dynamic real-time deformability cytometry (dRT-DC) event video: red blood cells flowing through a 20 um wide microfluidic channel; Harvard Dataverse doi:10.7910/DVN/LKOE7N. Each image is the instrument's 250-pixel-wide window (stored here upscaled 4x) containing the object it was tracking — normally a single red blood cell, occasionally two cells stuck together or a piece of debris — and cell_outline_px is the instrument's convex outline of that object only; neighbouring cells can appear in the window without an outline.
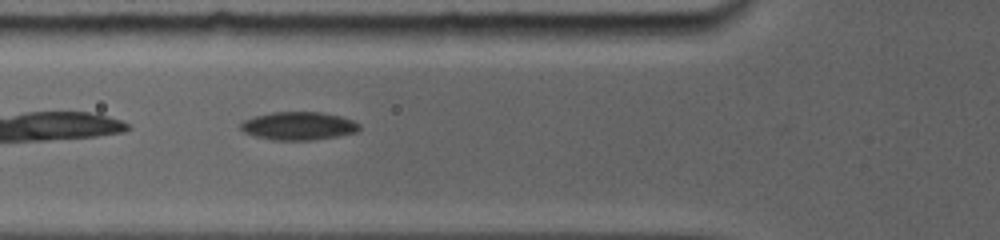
{"species": "common noctule bat (a hibernating species)", "species_latin": "Nyctalus noctula", "temperature_condition": "room temperature", "stored_images_in_passage": 41, "camera_frame_rate_fps": 5000, "um_per_image_px": 0.085, "animal": {"sex": "female", "body_mass_g": 19.0, "forearm_length_mm": 56.7}, "frame": {"image": 1, "passage_image": 4, "time_ms": 0.8, "image_size_px": [1000, 240], "cell_outline_px": [[360, 128], [356, 132], [336, 136], [312, 140], [272, 140], [252, 136], [244, 132], [240, 128], [240, 124], [244, 120], [256, 116], [272, 112], [320, 112], [340, 116], [352, 120], [360, 124]], "centroid_in_image_um": [25.35, 10.71], "position_along_channel_um": 100.5, "area_um2": 19.42}}
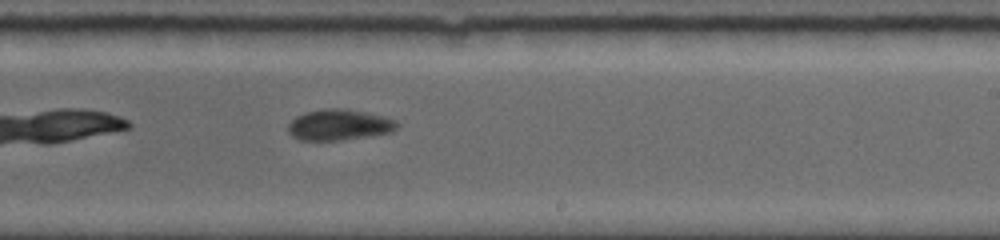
{"frame": {"image": 2, "passage_image": 19, "time_ms": 5.0, "image_size_px": [1000, 240], "cell_outline_px": [[400, 124], [392, 132], [340, 140], [300, 140], [292, 136], [288, 132], [288, 124], [296, 116], [304, 112], [324, 108], [340, 108], [364, 112], [396, 120]], "centroid_in_image_um": [28.79, 10.61], "position_along_channel_um": 260.2, "area_um2": 19.48}}
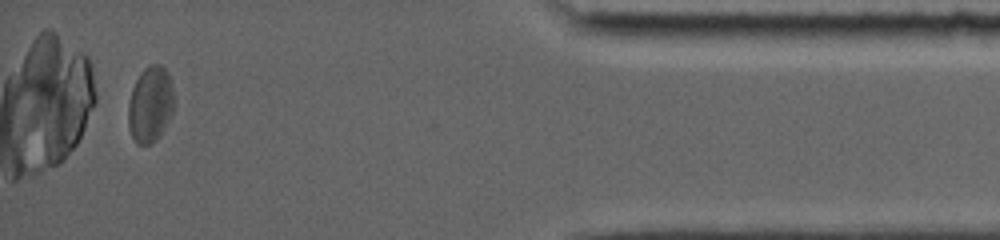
{"frame": {"image": 3, "passage_image": 38, "time_ms": 10.4, "image_size_px": [1000, 240], "cell_outline_px": [[172, 112], [160, 136], [152, 144], [136, 144], [128, 128], [128, 104], [132, 88], [140, 72], [148, 64], [160, 64], [168, 72], [172, 88]], "centroid_in_image_um": [12.74, 8.87], "position_along_channel_um": 422.5, "area_um2": 20.23}}